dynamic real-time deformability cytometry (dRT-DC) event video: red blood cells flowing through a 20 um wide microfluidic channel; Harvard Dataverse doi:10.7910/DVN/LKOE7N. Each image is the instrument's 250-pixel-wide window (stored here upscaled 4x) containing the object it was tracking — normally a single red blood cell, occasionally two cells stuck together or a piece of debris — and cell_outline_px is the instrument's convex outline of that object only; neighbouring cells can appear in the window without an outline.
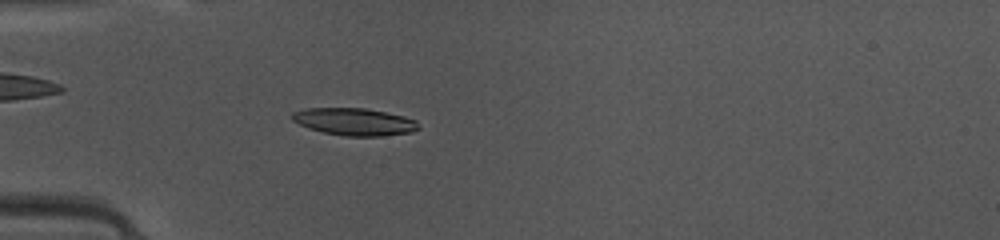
{"species": "common noctule bat (a hibernating species)", "species_latin": "Nyctalus noctula", "temperature_condition": "warm", "stored_images_in_passage": 38, "camera_frame_rate_fps": 3000, "um_per_image_px": 0.085, "animal": {"sex": "female", "body_mass_g": 10.0, "forearm_length_mm": 53.1}, "frame": {"image": 1, "passage_image": 4, "time_ms": 1.0, "image_size_px": [1000, 240], "cell_outline_px": [[420, 128], [412, 132], [380, 136], [344, 136], [324, 132], [308, 128], [292, 120], [292, 112], [304, 108], [364, 108], [404, 116], [416, 120]], "centroid_in_image_um": [30.12, 10.35], "position_along_channel_um": 54.9, "area_um2": 20.06}}
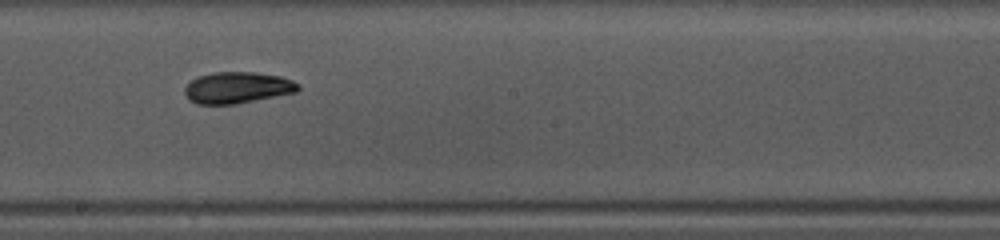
{"frame": {"image": 2, "passage_image": 17, "time_ms": 5.333, "image_size_px": [1000, 240], "cell_outline_px": [[300, 88], [296, 92], [236, 104], [196, 104], [188, 100], [184, 92], [184, 88], [196, 76], [212, 72], [256, 72], [280, 76], [292, 80], [300, 84]], "centroid_in_image_um": [20.16, 7.44], "position_along_channel_um": 228.0, "area_um2": 20.92}}
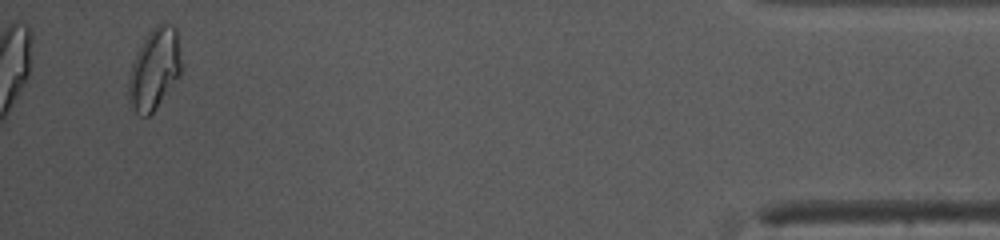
{"frame": {"image": 3, "passage_image": 36, "time_ms": 11.667, "image_size_px": [1000, 240], "cell_outline_px": [[184, 68], [180, 76], [156, 108], [148, 116], [140, 116], [136, 112], [128, 96], [128, 72], [136, 52], [140, 44], [148, 32], [156, 24], [164, 20], [172, 24], [176, 28]], "centroid_in_image_um": [13.15, 5.8], "position_along_channel_um": 422.0, "area_um2": 25.66}, "authors_computed_cell_mechanics": {"area_um2": 20.519, "velocity_mm_per_s": 4.1595, "shape_relaxation_time_tau1_ms": 5.3565, "shape_relaxation_time_tau2_ms": 2.9507, "deformation_change_tau1": 0.1539, "deformation_change_tau2": 0.0708}}